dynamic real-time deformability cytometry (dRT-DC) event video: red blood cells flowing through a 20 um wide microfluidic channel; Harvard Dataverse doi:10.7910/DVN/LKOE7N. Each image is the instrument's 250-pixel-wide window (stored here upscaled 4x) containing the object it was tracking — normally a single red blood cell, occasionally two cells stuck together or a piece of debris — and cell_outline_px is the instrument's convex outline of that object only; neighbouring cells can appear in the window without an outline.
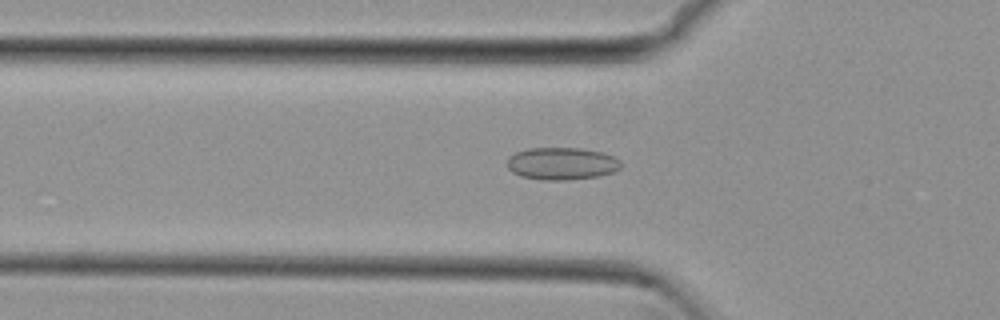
{"species": "common noctule bat (a hibernating species)", "species_latin": "Nyctalus noctula", "temperature_condition": "cold", "stored_images_in_passage": 40, "camera_frame_rate_fps": 3000, "um_per_image_px": 0.085, "animal": {"sex": "female", "body_mass_g": 29.2, "forearm_length_mm": 56.3}, "frame": {"image": 1, "passage_image": 11, "time_ms": 3.333, "image_size_px": [1000, 320], "cell_outline_px": [[620, 168], [612, 172], [600, 176], [568, 180], [540, 180], [520, 176], [512, 172], [508, 168], [508, 156], [516, 152], [528, 148], [580, 148], [600, 152], [612, 156], [620, 160]], "centroid_in_image_um": [47.72, 13.91], "position_along_channel_um": 78.1, "area_um2": 21.5}}
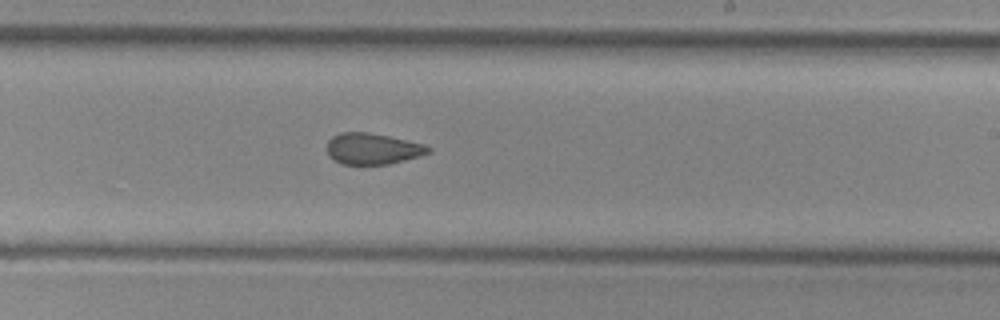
{"frame": {"image": 2, "passage_image": 25, "time_ms": 8.0, "image_size_px": [1000, 320], "cell_outline_px": [[432, 152], [420, 156], [388, 164], [344, 164], [332, 160], [328, 156], [328, 140], [332, 136], [340, 132], [368, 132], [388, 136], [424, 144], [432, 148]], "centroid_in_image_um": [31.67, 12.64], "position_along_channel_um": 257.3, "area_um2": 18.44}}
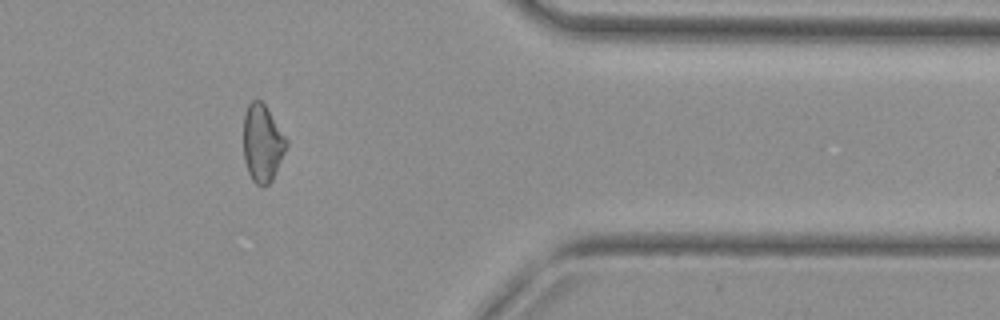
{"frame": {"image": 3, "passage_image": 37, "time_ms": 12.0, "image_size_px": [1000, 320], "cell_outline_px": [[288, 144], [272, 180], [264, 188], [260, 188], [252, 180], [248, 172], [244, 160], [244, 112], [248, 104], [252, 100], [260, 100], [264, 104], [288, 140]], "centroid_in_image_um": [22.29, 12.2], "position_along_channel_um": 389.1, "area_um2": 19.36}, "authors_computed_cell_mechanics": {"area_um2": 19.8832, "velocity_mm_per_s": 3.8308, "shape_relaxation_time_tau1_ms": null, "shape_relaxation_time_tau2_ms": 2.0612, "deformation_change_tau1": null, "deformation_change_tau2": 0.0762}}